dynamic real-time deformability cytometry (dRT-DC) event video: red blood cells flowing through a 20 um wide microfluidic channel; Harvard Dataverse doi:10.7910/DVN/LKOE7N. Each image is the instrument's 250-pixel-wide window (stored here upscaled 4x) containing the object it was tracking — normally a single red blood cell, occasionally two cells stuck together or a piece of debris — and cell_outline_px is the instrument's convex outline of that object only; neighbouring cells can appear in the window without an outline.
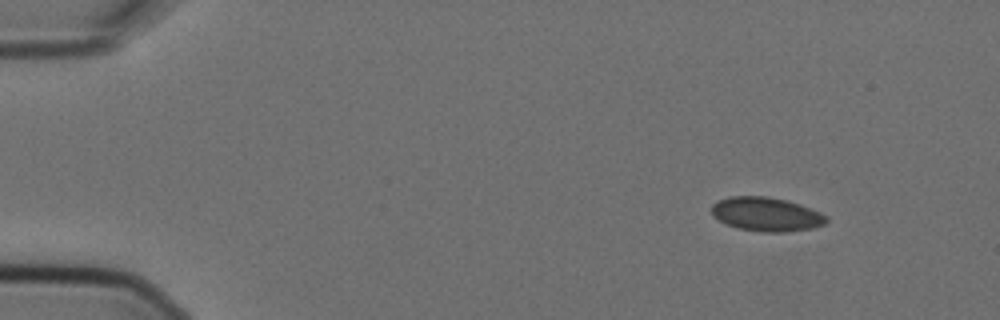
{"species": "Egyptian fruit bat (a non-hibernating species)", "species_latin": "Rousettus aegyptiacus", "temperature_condition": "cold", "stored_images_in_passage": 4, "camera_frame_rate_fps": 3000, "um_per_image_px": 0.085, "animal": {"sex": "female"}, "frame": {"image": 1, "passage_image": 1, "time_ms": 0.0, "image_size_px": [1000, 320], "cell_outline_px": [[828, 220], [824, 224], [812, 228], [784, 232], [760, 232], [736, 228], [712, 216], [712, 204], [716, 200], [728, 196], [768, 196], [800, 204], [820, 212], [828, 216]], "centroid_in_image_um": [65.12, 18.2], "position_along_channel_um": 19.9, "area_um2": 22.83}}